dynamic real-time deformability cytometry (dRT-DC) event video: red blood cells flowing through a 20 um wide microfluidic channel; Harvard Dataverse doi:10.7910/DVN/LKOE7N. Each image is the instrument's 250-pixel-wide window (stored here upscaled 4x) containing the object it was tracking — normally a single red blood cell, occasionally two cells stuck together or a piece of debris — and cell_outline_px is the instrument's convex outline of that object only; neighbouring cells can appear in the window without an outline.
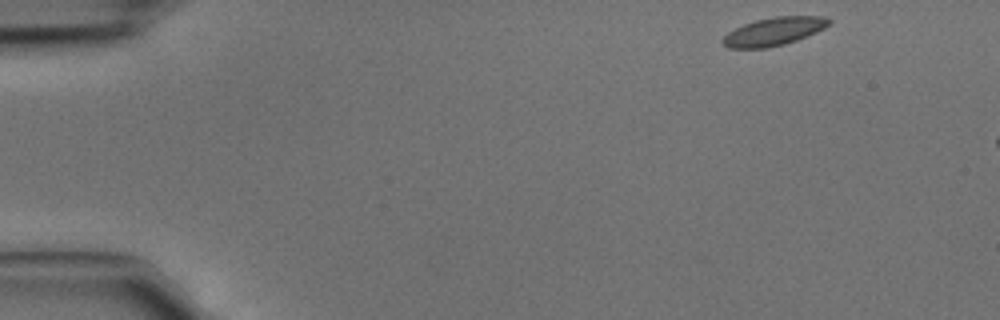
{"species": "common noctule bat (a hibernating species)", "species_latin": "Nyctalus noctula", "temperature_condition": "cold", "stored_images_in_passage": 6, "camera_frame_rate_fps": 3000, "um_per_image_px": 0.085, "animal": {"sex": "male", "body_mass_g": 15.6}, "frame": {"image": 1, "passage_image": 1, "time_ms": 0.0, "image_size_px": [1000, 320], "cell_outline_px": [[832, 20], [824, 28], [816, 32], [796, 40], [784, 44], [764, 48], [728, 48], [720, 40], [728, 32], [744, 24], [756, 20], [776, 16], [820, 16]], "centroid_in_image_um": [65.75, 2.67], "position_along_channel_um": 19.2, "area_um2": 17.17}}